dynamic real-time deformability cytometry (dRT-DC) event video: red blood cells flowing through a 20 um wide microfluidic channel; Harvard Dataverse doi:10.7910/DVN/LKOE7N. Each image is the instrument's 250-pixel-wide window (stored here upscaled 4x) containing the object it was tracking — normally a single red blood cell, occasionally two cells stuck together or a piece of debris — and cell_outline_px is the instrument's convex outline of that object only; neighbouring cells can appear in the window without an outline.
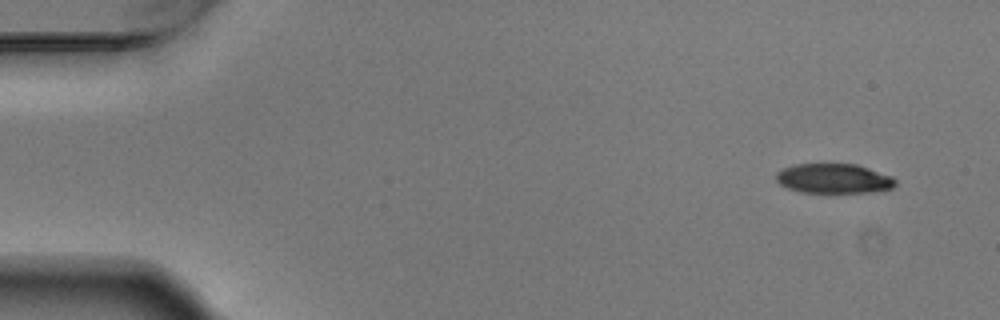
{"species": "Egyptian fruit bat (a non-hibernating species)", "species_latin": "Rousettus aegyptiacus", "temperature_condition": "warm", "stored_images_in_passage": 3, "camera_frame_rate_fps": 3000, "um_per_image_px": 0.085, "animal": {"sex": "male"}, "frame": {"image": 1, "passage_image": 1, "time_ms": 0.0, "image_size_px": [1000, 320], "cell_outline_px": [[896, 184], [892, 188], [872, 192], [800, 192], [788, 188], [780, 184], [776, 180], [776, 172], [784, 168], [796, 164], [856, 164], [892, 176], [896, 180]], "centroid_in_image_um": [70.87, 15.17], "position_along_channel_um": 14.1, "area_um2": 20.52}}